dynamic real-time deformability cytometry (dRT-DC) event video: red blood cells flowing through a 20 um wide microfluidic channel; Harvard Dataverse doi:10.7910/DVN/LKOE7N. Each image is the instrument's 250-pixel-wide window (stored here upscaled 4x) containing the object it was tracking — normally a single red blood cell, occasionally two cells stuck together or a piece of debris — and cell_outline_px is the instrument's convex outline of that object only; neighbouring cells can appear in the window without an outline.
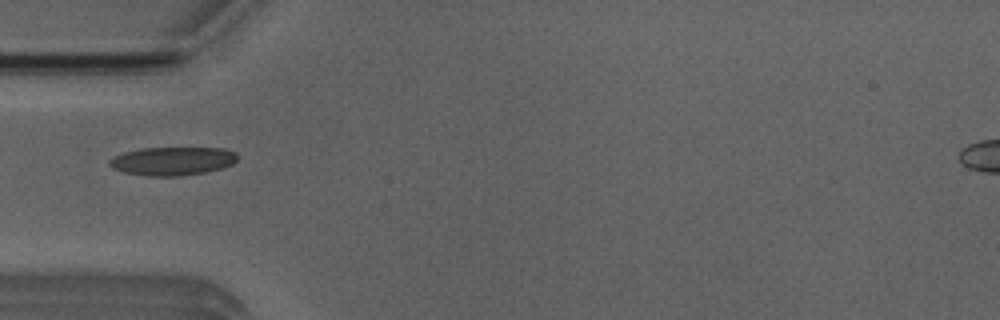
{"species": "Egyptian fruit bat (a non-hibernating species)", "species_latin": "Rousettus aegyptiacus", "temperature_condition": "room temperature", "stored_images_in_passage": 36, "camera_frame_rate_fps": 3000, "um_per_image_px": 0.085, "animal": {"sex": "male"}, "frame": {"image": 1, "passage_image": 1, "time_ms": 0.0, "image_size_px": [1000, 320], "cell_outline_px": [[236, 160], [232, 164], [220, 168], [204, 172], [176, 176], [148, 176], [124, 172], [112, 168], [108, 164], [108, 160], [124, 152], [140, 148], [224, 148], [236, 152]], "centroid_in_image_um": [14.63, 13.68], "position_along_channel_um": 70.4, "area_um2": 21.04}}
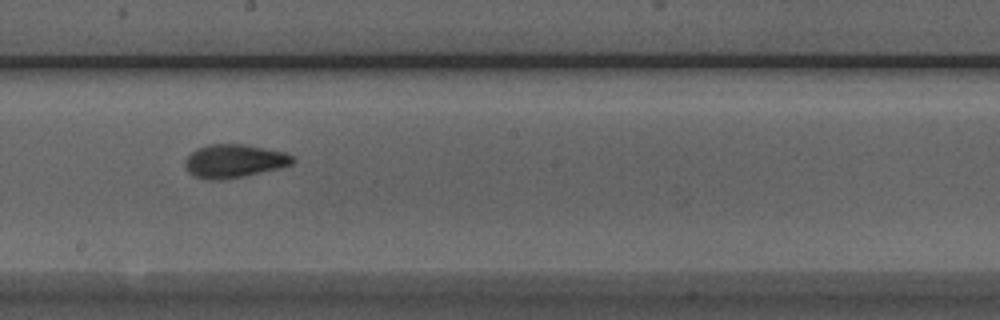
{"frame": {"image": 2, "passage_image": 13, "time_ms": 4.0, "image_size_px": [1000, 320], "cell_outline_px": [[296, 160], [292, 164], [280, 168], [244, 176], [224, 180], [204, 180], [192, 176], [184, 168], [184, 160], [196, 148], [208, 144], [244, 144], [284, 152], [292, 156]], "centroid_in_image_um": [19.85, 13.7], "position_along_channel_um": 228.4, "area_um2": 21.21}}
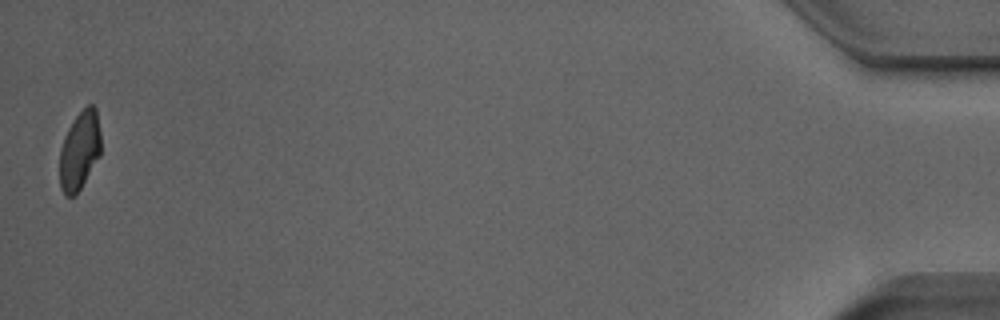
{"frame": {"image": 3, "passage_image": 36, "time_ms": 11.667, "image_size_px": [1000, 320], "cell_outline_px": [[100, 156], [80, 188], [72, 196], [64, 196], [60, 188], [60, 148], [64, 136], [68, 128], [76, 116], [88, 104], [92, 104], [96, 108], [100, 132]], "centroid_in_image_um": [6.76, 12.79], "position_along_channel_um": 428.4, "area_um2": 18.79}, "authors_computed_cell_mechanics": {"area_um2": 20.1144, "velocity_mm_per_s": 3.9335, "shape_relaxation_time_tau1_ms": 4.6325, "shape_relaxation_time_tau2_ms": 1.3148, "deformation_change_tau1": 0.1553, "deformation_change_tau2": 0.0654}}